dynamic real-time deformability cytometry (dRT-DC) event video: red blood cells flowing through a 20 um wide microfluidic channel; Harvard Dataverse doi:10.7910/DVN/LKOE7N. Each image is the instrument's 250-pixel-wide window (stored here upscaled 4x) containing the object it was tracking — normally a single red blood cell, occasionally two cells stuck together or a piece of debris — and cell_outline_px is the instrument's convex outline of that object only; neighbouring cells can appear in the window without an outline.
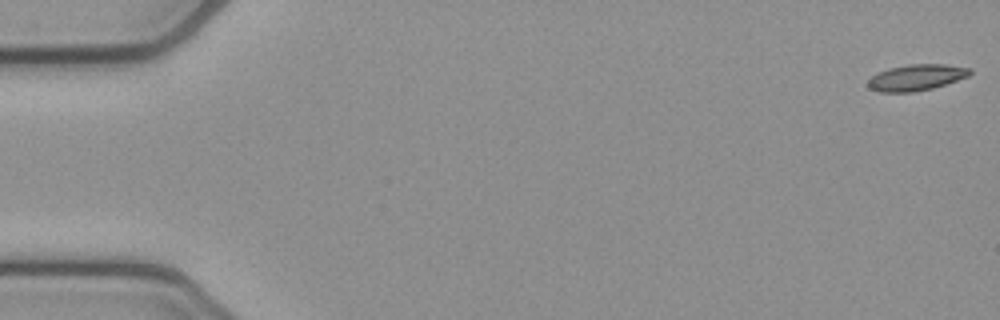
{"species": "common noctule bat (a hibernating species)", "species_latin": "Nyctalus noctula", "temperature_condition": "cold", "stored_images_in_passage": 50, "camera_frame_rate_fps": 3000, "um_per_image_px": 0.085, "animal": {"sex": "female", "body_mass_g": 21.9}, "frame": {"image": 1, "passage_image": 1, "time_ms": 0.0, "image_size_px": [1000, 320], "cell_outline_px": [[972, 72], [968, 76], [932, 88], [912, 92], [880, 92], [868, 88], [868, 80], [872, 76], [888, 68], [908, 64], [944, 64], [972, 68]], "centroid_in_image_um": [77.88, 6.58], "position_along_channel_um": 7.1, "area_um2": 15.43}}
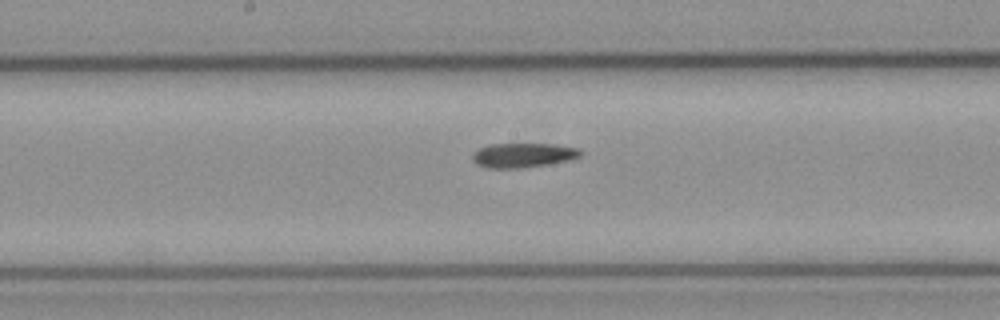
{"frame": {"image": 2, "passage_image": 28, "time_ms": 9.0, "image_size_px": [1000, 320], "cell_outline_px": [[584, 152], [580, 156], [572, 160], [516, 168], [488, 168], [476, 164], [472, 160], [472, 156], [480, 148], [488, 144], [552, 144], [580, 148]], "centroid_in_image_um": [44.49, 13.18], "position_along_channel_um": 203.7, "area_um2": 15.32}}
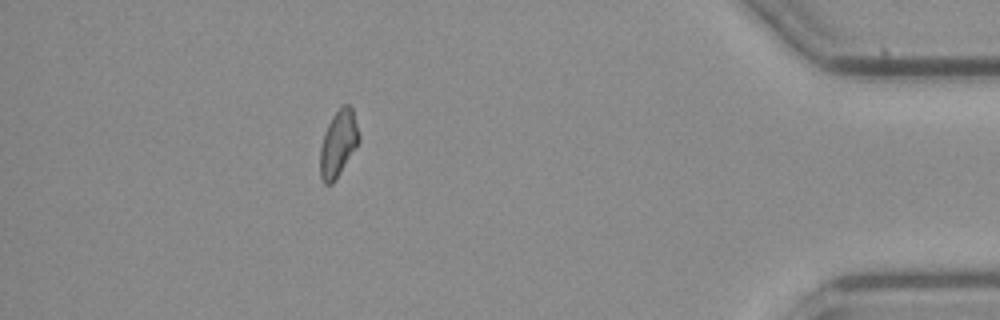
{"frame": {"image": 3, "passage_image": 48, "time_ms": 15.667, "image_size_px": [1000, 320], "cell_outline_px": [[360, 140], [356, 148], [332, 184], [324, 184], [320, 176], [320, 148], [324, 132], [332, 116], [344, 104], [348, 104], [352, 108], [360, 136]], "centroid_in_image_um": [28.75, 12.2], "position_along_channel_um": 406.5, "area_um2": 14.91}}